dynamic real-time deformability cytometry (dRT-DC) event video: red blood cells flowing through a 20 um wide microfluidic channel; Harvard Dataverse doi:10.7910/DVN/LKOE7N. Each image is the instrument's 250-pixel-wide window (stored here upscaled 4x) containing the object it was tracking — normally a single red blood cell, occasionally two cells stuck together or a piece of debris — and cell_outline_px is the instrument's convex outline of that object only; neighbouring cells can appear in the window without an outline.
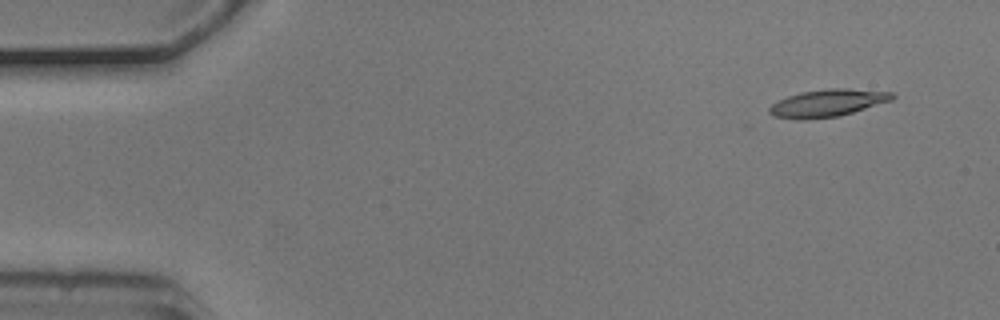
{"species": "common noctule bat (a hibernating species)", "species_latin": "Nyctalus noctula", "temperature_condition": "cold", "stored_images_in_passage": 5, "camera_frame_rate_fps": 3000, "um_per_image_px": 0.085, "animal": {"sex": "male", "body_mass_g": 20.5, "forearm_length_mm": 52.5}, "frame": {"image": 1, "passage_image": 1, "time_ms": 0.0, "image_size_px": [1000, 320], "cell_outline_px": [[896, 96], [892, 100], [840, 116], [776, 116], [768, 112], [768, 108], [772, 104], [788, 96], [800, 92], [828, 88], [848, 88], [896, 92]], "centroid_in_image_um": [70.48, 8.68], "position_along_channel_um": 14.5, "area_um2": 18.73}}
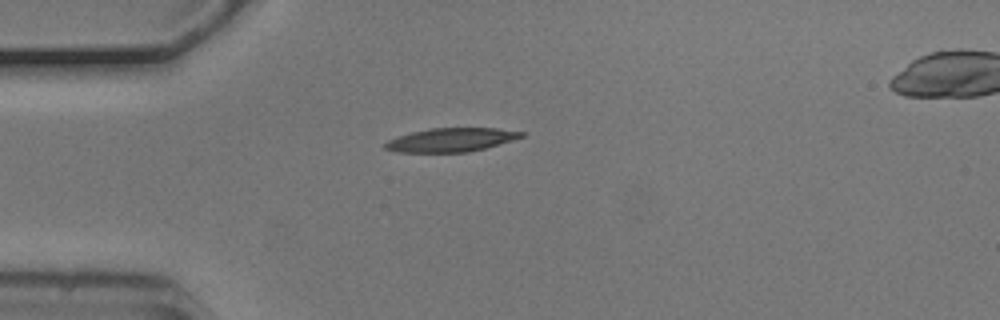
{"frame": {"image": 2, "passage_image": 4, "time_ms": 1.0, "image_size_px": [1000, 320], "cell_outline_px": [[524, 136], [484, 148], [468, 152], [396, 152], [384, 148], [384, 144], [388, 140], [396, 136], [412, 132], [432, 128], [496, 128], [524, 132]], "centroid_in_image_um": [38.29, 11.89], "position_along_channel_um": 46.7, "area_um2": 18.61}}